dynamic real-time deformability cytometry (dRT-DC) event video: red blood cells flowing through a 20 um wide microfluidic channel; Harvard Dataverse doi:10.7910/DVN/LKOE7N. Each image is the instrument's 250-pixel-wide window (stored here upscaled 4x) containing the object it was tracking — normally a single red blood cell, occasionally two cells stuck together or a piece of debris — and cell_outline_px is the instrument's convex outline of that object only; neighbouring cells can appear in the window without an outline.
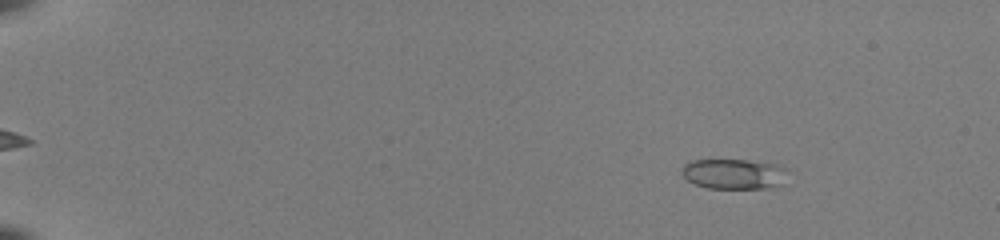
{"species": "common noctule bat (a hibernating species)", "species_latin": "Nyctalus noctula", "temperature_condition": "room temperature", "stored_images_in_passage": 50, "camera_frame_rate_fps": 3000, "um_per_image_px": 0.085, "animal": {"sex": "female", "body_mass_g": 22.0, "forearm_length_mm": 56.7}, "frame": {"image": 1, "passage_image": 5, "time_ms": 1.333, "image_size_px": [1000, 240], "cell_outline_px": [[792, 172], [780, 184], [772, 188], [708, 188], [696, 184], [688, 180], [680, 172], [680, 168], [684, 164], [692, 160], [748, 160], [780, 164], [788, 168]], "centroid_in_image_um": [62.45, 14.77], "position_along_channel_um": 22.5, "area_um2": 19.07}}
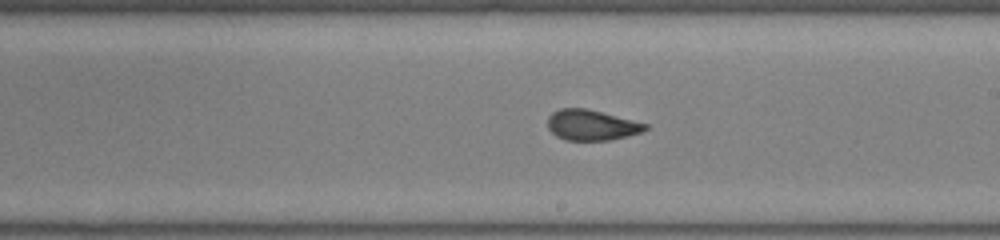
{"frame": {"image": 2, "passage_image": 31, "time_ms": 10.0, "image_size_px": [1000, 240], "cell_outline_px": [[648, 128], [640, 132], [608, 140], [564, 140], [556, 136], [548, 128], [548, 116], [552, 112], [560, 108], [588, 108], [648, 124]], "centroid_in_image_um": [50.24, 10.61], "position_along_channel_um": 238.8, "area_um2": 17.28}}
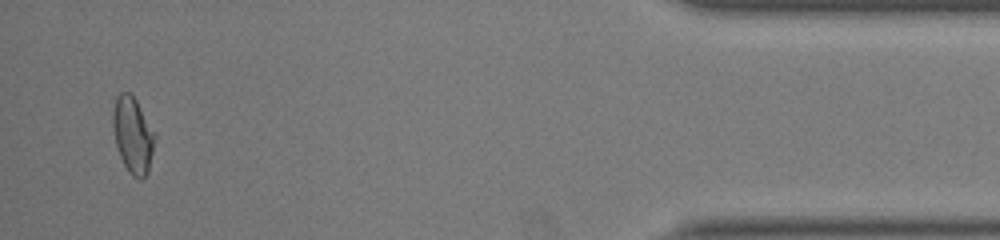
{"frame": {"image": 3, "passage_image": 49, "time_ms": 16.0, "image_size_px": [1000, 240], "cell_outline_px": [[156, 136], [148, 172], [140, 180], [132, 176], [128, 172], [120, 156], [116, 144], [112, 128], [112, 112], [116, 96], [120, 92], [132, 92]], "centroid_in_image_um": [11.27, 11.45], "position_along_channel_um": 423.9, "area_um2": 18.67}, "authors_computed_cell_mechanics": {"area_um2": 17.8024, "velocity_mm_per_s": 4.0153, "shape_relaxation_time_tau1_ms": 10.034, "shape_relaxation_time_tau2_ms": 0.6836, "deformation_change_tau1": 0.2244, "deformation_change_tau2": 0.0654}}